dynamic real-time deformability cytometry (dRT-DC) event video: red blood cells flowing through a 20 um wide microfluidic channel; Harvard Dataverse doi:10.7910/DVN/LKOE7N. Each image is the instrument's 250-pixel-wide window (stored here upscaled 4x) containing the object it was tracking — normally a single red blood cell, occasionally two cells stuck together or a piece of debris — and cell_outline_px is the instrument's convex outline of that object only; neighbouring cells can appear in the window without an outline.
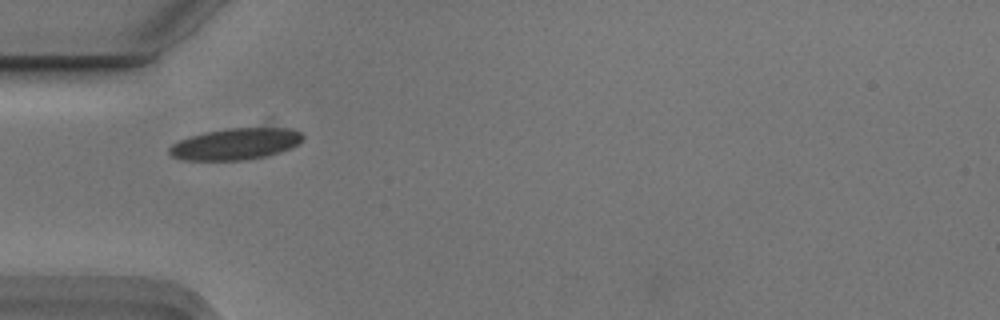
{"species": "Egyptian fruit bat (a non-hibernating species)", "species_latin": "Rousettus aegyptiacus", "temperature_condition": "cold", "stored_images_in_passage": 36, "camera_frame_rate_fps": 3000, "um_per_image_px": 0.085, "animal": {"sex": "male"}, "frame": {"image": 1, "passage_image": 1, "time_ms": 0.0, "image_size_px": [1000, 320], "cell_outline_px": [[304, 136], [296, 144], [288, 148], [264, 156], [244, 160], [180, 160], [172, 156], [168, 152], [168, 148], [172, 144], [180, 140], [204, 132], [228, 128], [288, 128], [300, 132]], "centroid_in_image_um": [19.95, 12.23], "position_along_channel_um": 65.1, "area_um2": 24.1}}
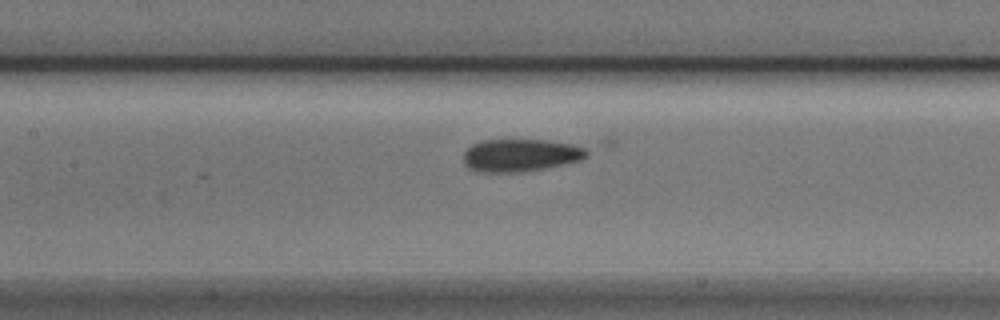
{"frame": {"image": 2, "passage_image": 9, "time_ms": 2.667, "image_size_px": [1000, 320], "cell_outline_px": [[588, 156], [580, 160], [540, 168], [516, 172], [480, 172], [468, 168], [464, 164], [464, 152], [472, 144], [480, 140], [548, 140], [572, 144], [584, 148], [588, 152]], "centroid_in_image_um": [44.19, 13.18], "position_along_channel_um": 163.2, "area_um2": 23.12}}
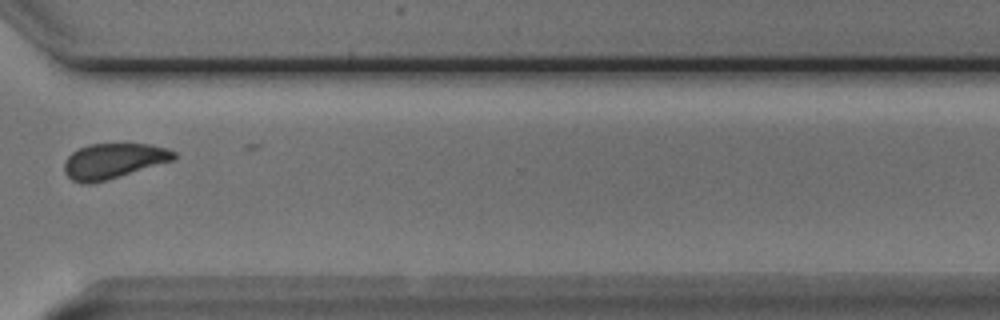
{"frame": {"image": 3, "passage_image": 25, "time_ms": 8.0, "image_size_px": [1000, 320], "cell_outline_px": [[176, 156], [172, 160], [92, 184], [84, 184], [72, 180], [64, 172], [64, 160], [72, 152], [88, 144], [124, 140], [152, 144], [168, 148], [176, 152]], "centroid_in_image_um": [9.63, 13.61], "position_along_channel_um": 361.0, "area_um2": 23.24}}